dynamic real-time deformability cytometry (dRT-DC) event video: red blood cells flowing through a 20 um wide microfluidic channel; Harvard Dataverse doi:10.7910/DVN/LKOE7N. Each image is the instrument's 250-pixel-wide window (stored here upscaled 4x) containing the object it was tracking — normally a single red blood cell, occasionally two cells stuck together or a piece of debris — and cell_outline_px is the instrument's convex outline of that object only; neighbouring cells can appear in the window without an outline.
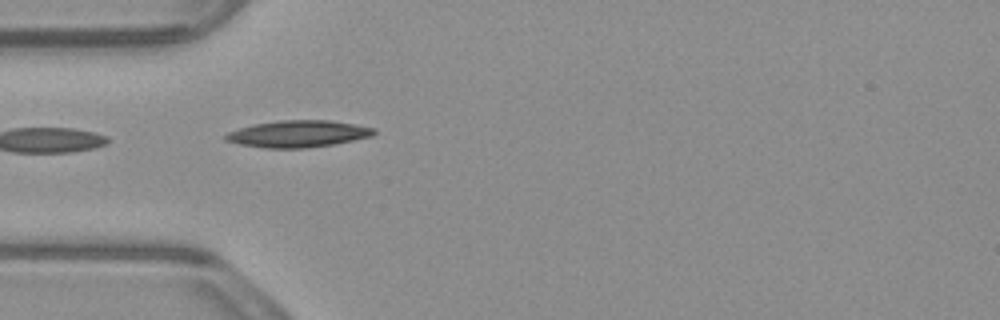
{"species": "common noctule bat (a hibernating species)", "species_latin": "Nyctalus noctula", "temperature_condition": "warm", "stored_images_in_passage": 3, "camera_frame_rate_fps": 3000, "um_per_image_px": 0.085, "animal": {"sex": "male", "body_mass_g": 23.1, "forearm_length_mm": 52.7}, "frame": {"image": 1, "passage_image": 1, "time_ms": 0.0, "image_size_px": [1000, 320], "cell_outline_px": [[376, 132], [372, 136], [336, 144], [308, 148], [264, 148], [240, 144], [224, 140], [224, 136], [228, 132], [240, 128], [256, 124], [280, 120], [328, 120], [376, 128]], "centroid_in_image_um": [25.35, 11.38], "position_along_channel_um": 59.6, "area_um2": 23.12}}